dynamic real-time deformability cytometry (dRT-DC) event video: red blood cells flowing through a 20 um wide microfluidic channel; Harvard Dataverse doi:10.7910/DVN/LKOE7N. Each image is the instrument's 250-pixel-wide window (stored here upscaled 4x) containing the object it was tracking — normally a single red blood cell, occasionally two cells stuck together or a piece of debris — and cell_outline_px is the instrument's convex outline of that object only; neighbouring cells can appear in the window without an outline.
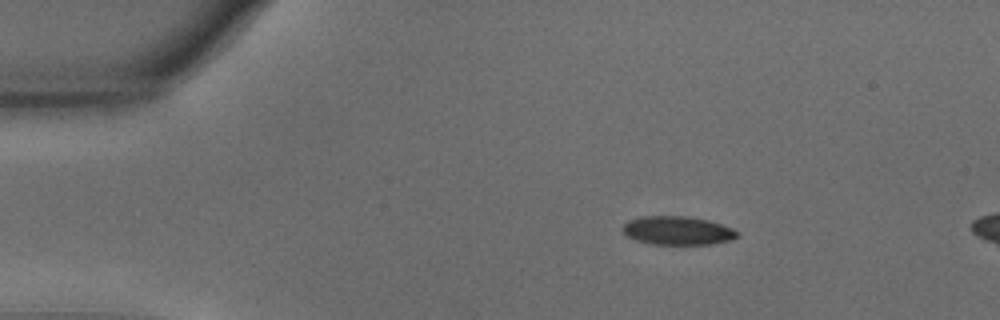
{"species": "common noctule bat (a hibernating species)", "species_latin": "Nyctalus noctula", "temperature_condition": "warm", "stored_images_in_passage": 5, "camera_frame_rate_fps": 3000, "um_per_image_px": 0.085, "animal": {"sex": "male", "body_mass_g": 15.6}, "frame": {"image": 1, "passage_image": 1, "time_ms": 0.0, "image_size_px": [1000, 320], "cell_outline_px": [[740, 236], [728, 240], [712, 244], [652, 244], [636, 240], [628, 236], [624, 232], [624, 224], [628, 220], [640, 216], [688, 216], [708, 220], [732, 228]], "centroid_in_image_um": [57.58, 19.59], "position_along_channel_um": 27.4, "area_um2": 18.9}}